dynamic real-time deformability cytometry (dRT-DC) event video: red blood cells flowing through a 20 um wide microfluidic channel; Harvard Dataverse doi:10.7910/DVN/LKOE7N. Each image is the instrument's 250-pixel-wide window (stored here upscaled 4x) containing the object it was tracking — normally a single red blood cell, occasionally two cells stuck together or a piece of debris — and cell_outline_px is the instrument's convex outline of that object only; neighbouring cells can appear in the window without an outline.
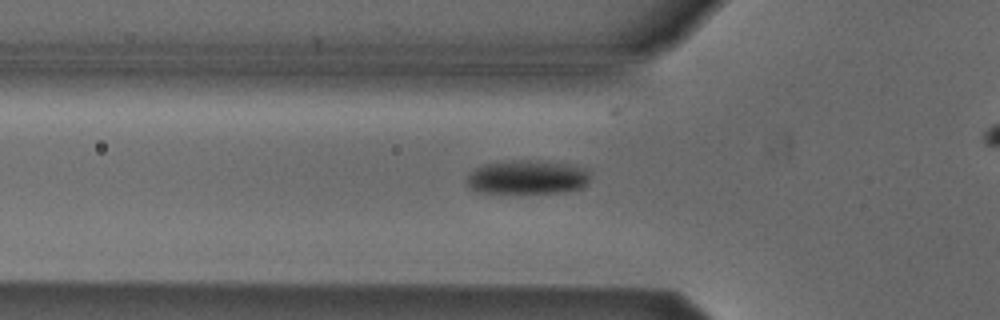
{"species": "Egyptian fruit bat (a non-hibernating species)", "species_latin": "Rousettus aegyptiacus", "temperature_condition": "cold", "stored_images_in_passage": 44, "camera_frame_rate_fps": 3000, "um_per_image_px": 0.085, "animal": {"sex": "male"}, "frame": {"image": 1, "passage_image": 16, "time_ms": 5.0, "image_size_px": [1000, 320], "cell_outline_px": [[588, 184], [584, 188], [564, 192], [476, 192], [468, 188], [468, 176], [476, 168], [484, 164], [512, 160], [528, 160], [572, 164], [584, 168], [588, 172]], "centroid_in_image_um": [44.85, 15.06], "position_along_channel_um": 81.0, "area_um2": 24.28}}
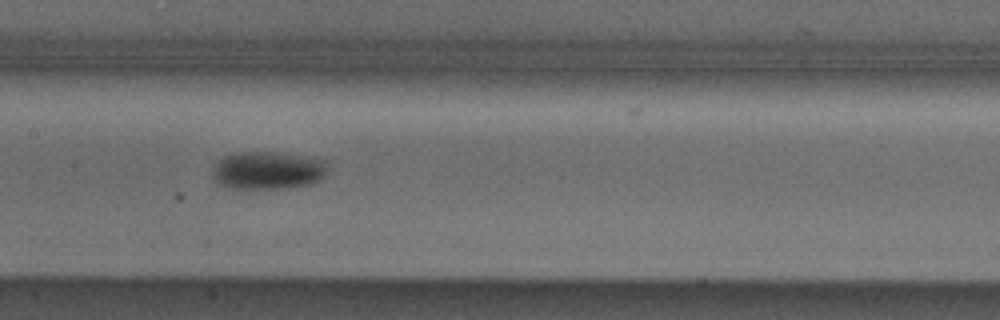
{"frame": {"image": 2, "passage_image": 24, "time_ms": 7.667, "image_size_px": [1000, 320], "cell_outline_px": [[328, 160], [324, 176], [320, 180], [312, 184], [288, 188], [228, 188], [216, 184], [212, 180], [212, 168], [224, 156], [236, 152], [268, 152]], "centroid_in_image_um": [22.72, 14.5], "position_along_channel_um": 184.7, "area_um2": 25.49}}
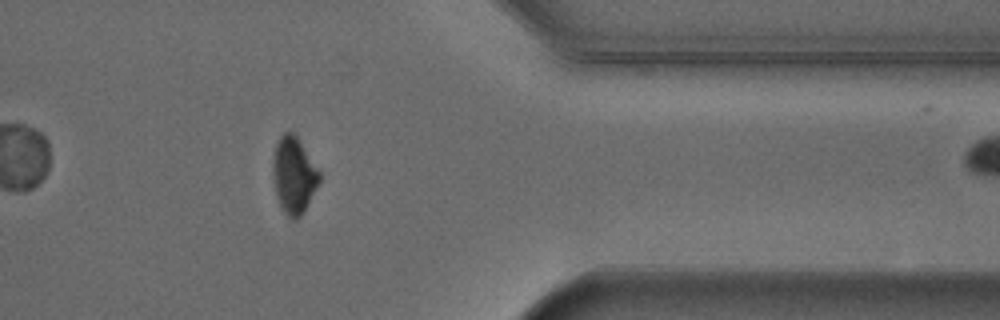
{"frame": {"image": 3, "passage_image": 41, "time_ms": 13.333, "image_size_px": [1000, 320], "cell_outline_px": [[320, 180], [304, 212], [296, 220], [292, 220], [280, 208], [276, 196], [272, 168], [272, 164], [276, 144], [280, 136], [284, 132], [292, 132], [296, 136], [320, 172]], "centroid_in_image_um": [24.96, 14.93], "position_along_channel_um": 386.4, "area_um2": 20.58}, "authors_computed_cell_mechanics": {"area_um2": 23.6402, "velocity_mm_per_s": 3.873, "shape_relaxation_time_tau1_ms": 3.8373, "shape_relaxation_time_tau2_ms": null, "deformation_change_tau1": 0.1012, "deformation_change_tau2": null}}